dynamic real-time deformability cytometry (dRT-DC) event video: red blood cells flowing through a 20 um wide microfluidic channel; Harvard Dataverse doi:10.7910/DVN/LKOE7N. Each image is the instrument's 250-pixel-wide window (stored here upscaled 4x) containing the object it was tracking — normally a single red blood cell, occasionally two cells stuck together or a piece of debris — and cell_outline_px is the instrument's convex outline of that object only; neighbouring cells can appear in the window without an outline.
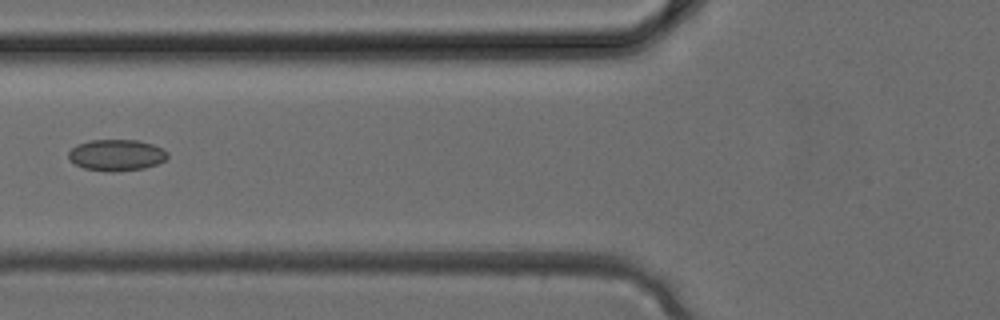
{"species": "common noctule bat (a hibernating species)", "species_latin": "Nyctalus noctula", "temperature_condition": "cold", "stored_images_in_passage": 4, "camera_frame_rate_fps": 3000, "um_per_image_px": 0.085, "animal": {"sex": "female", "body_mass_g": 24.6, "forearm_length_mm": 56.2}, "frame": {"image": 1, "passage_image": 4, "time_ms": 1.0, "image_size_px": [1000, 320], "cell_outline_px": [[168, 156], [164, 160], [156, 164], [144, 168], [112, 172], [108, 172], [84, 168], [76, 164], [68, 156], [68, 152], [76, 144], [88, 140], [136, 140], [152, 144], [164, 148], [168, 152]], "centroid_in_image_um": [9.9, 13.17], "position_along_channel_um": 115.9, "area_um2": 18.09}}